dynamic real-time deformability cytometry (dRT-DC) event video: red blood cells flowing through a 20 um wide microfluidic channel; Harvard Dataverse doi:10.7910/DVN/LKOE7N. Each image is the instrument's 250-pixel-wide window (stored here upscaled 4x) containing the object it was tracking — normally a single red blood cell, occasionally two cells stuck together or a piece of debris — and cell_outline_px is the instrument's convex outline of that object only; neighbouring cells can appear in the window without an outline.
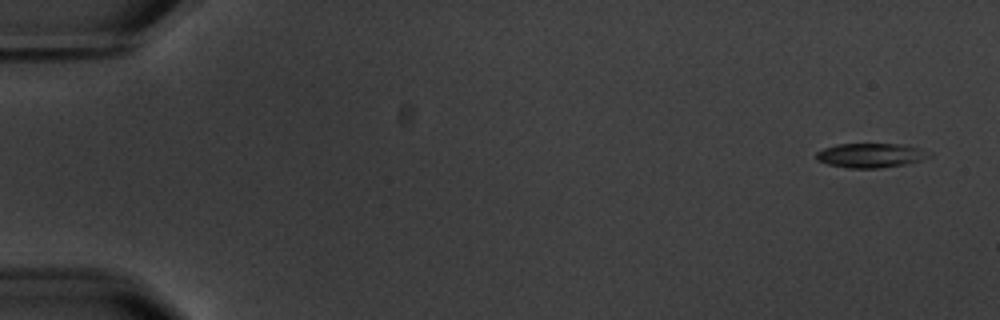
{"species": "common noctule bat (a hibernating species)", "species_latin": "Nyctalus noctula", "temperature_condition": "warm", "stored_images_in_passage": 3, "camera_frame_rate_fps": 3000, "um_per_image_px": 0.085, "animal": {"sex": "male", "body_mass_g": 20.1, "forearm_length_mm": 53.5}, "frame": {"image": 1, "passage_image": 1, "time_ms": 0.0, "image_size_px": [1000, 320], "cell_outline_px": [[932, 156], [908, 164], [880, 168], [848, 168], [828, 164], [816, 160], [816, 152], [824, 148], [836, 144], [904, 144], [920, 148], [932, 152]], "centroid_in_image_um": [74.04, 13.2], "position_along_channel_um": 11.0, "area_um2": 16.24}}
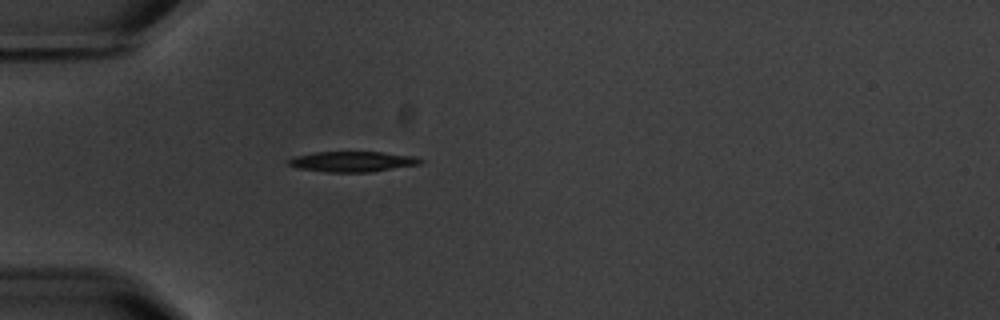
{"frame": {"image": 2, "passage_image": 3, "time_ms": 5.0, "image_size_px": [1000, 320], "cell_outline_px": [[424, 160], [420, 164], [372, 172], [324, 172], [296, 168], [288, 164], [284, 160], [296, 156], [316, 152], [380, 152], [416, 156]], "centroid_in_image_um": [29.94, 13.74], "position_along_channel_um": 55.1, "area_um2": 15.84}}